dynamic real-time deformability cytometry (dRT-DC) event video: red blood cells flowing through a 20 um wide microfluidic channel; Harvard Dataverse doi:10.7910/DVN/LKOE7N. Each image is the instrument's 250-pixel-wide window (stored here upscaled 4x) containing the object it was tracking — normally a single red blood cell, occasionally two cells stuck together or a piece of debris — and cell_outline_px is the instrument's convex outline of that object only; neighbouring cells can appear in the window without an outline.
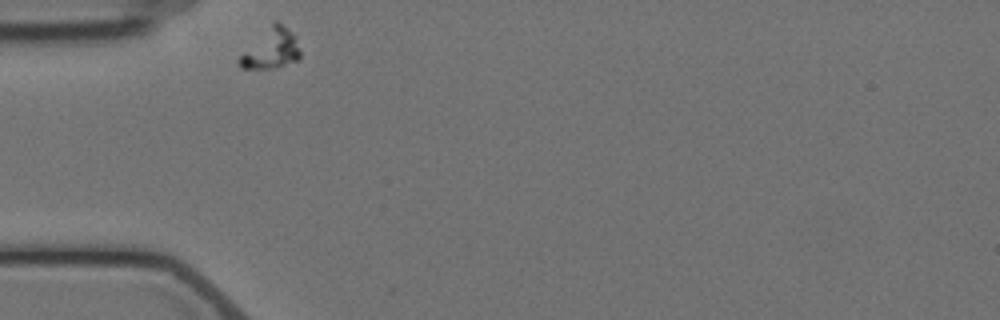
{"species": "Egyptian fruit bat (a non-hibernating species)", "species_latin": "Rousettus aegyptiacus", "temperature_condition": "cold", "stored_images_in_passage": 2, "camera_frame_rate_fps": 3000, "um_per_image_px": 0.085, "animal": {"sex": "female"}, "frame": {"image": 1, "passage_image": 1, "time_ms": 0.0, "image_size_px": [1000, 320], "cell_outline_px": [[300, 60], [272, 68], [240, 68], [236, 60], [276, 20], [296, 36], [300, 52]], "centroid_in_image_um": [23.08, 4.19], "position_along_channel_um": 61.9, "area_um2": 13.64}}
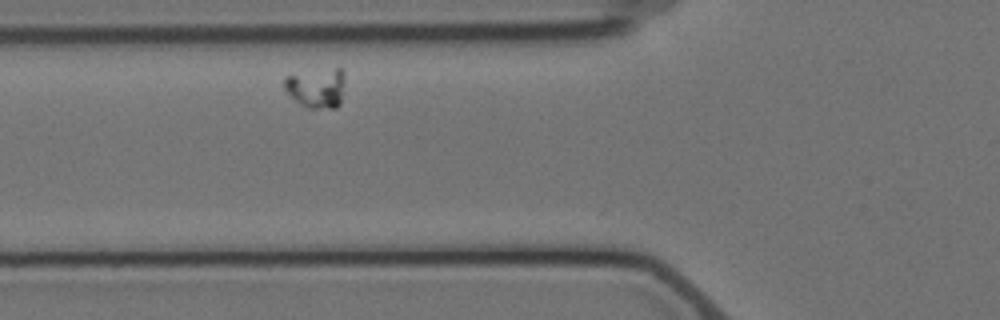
{"frame": {"image": 2, "passage_image": 2, "time_ms": 1.333, "image_size_px": [1000, 320], "cell_outline_px": [[344, 80], [340, 104], [336, 108], [308, 108], [300, 104], [284, 88], [284, 80], [288, 76], [340, 64], [344, 68]], "centroid_in_image_um": [26.98, 7.41], "position_along_channel_um": 98.8, "area_um2": 14.33}}